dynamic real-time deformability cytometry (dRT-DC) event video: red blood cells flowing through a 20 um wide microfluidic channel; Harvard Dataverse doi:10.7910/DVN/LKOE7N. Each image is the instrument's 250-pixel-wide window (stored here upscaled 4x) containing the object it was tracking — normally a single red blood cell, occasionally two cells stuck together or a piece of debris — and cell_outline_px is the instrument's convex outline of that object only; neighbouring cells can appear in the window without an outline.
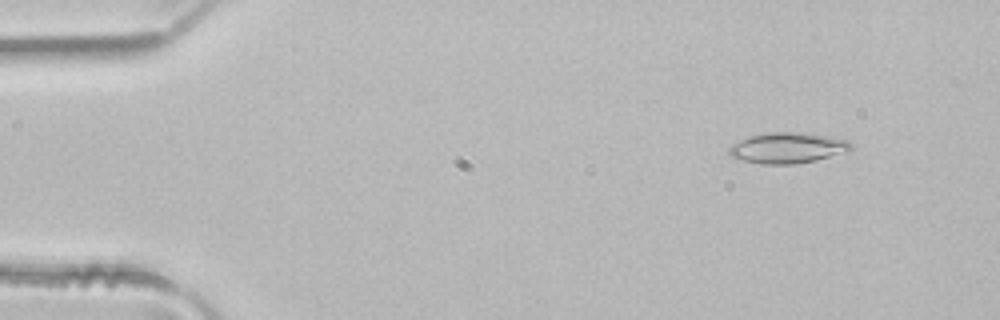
{"species": "common noctule bat (a hibernating species)", "species_latin": "Nyctalus noctula", "temperature_condition": "room temperature", "stored_images_in_passage": 4, "camera_frame_rate_fps": 3000, "um_per_image_px": 0.085, "animal": {"sex": "male", "body_mass_g": 21.5, "forearm_length_mm": 52.0}, "frame": {"image": 1, "passage_image": 2, "time_ms": 0.333, "image_size_px": [1000, 320], "cell_outline_px": [[852, 148], [848, 152], [816, 160], [792, 164], [760, 164], [744, 160], [732, 156], [728, 152], [728, 148], [732, 144], [748, 136], [772, 132], [796, 132], [828, 136], [848, 140], [852, 144]], "centroid_in_image_um": [66.96, 12.57], "position_along_channel_um": 18.0, "area_um2": 21.73}}